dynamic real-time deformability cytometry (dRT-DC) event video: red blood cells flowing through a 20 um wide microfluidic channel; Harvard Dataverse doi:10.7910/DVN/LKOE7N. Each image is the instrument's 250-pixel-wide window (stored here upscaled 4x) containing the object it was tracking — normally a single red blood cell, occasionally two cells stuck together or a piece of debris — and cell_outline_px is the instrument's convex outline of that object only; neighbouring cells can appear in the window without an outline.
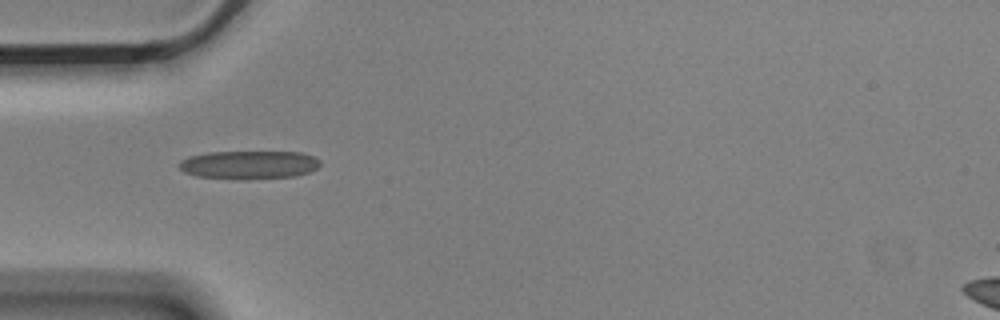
{"species": "Egyptian fruit bat (a non-hibernating species)", "species_latin": "Rousettus aegyptiacus", "temperature_condition": "cold", "stored_images_in_passage": 3, "camera_frame_rate_fps": 3000, "um_per_image_px": 0.085, "animal": {"sex": "male"}, "frame": {"image": 1, "passage_image": 1, "time_ms": 0.0, "image_size_px": [1000, 320], "cell_outline_px": [[320, 164], [316, 168], [308, 172], [296, 176], [244, 180], [196, 176], [184, 172], [176, 164], [180, 160], [188, 156], [208, 152], [300, 152], [312, 156], [320, 160]], "centroid_in_image_um": [21.12, 14.01], "position_along_channel_um": 63.9, "area_um2": 23.52}}
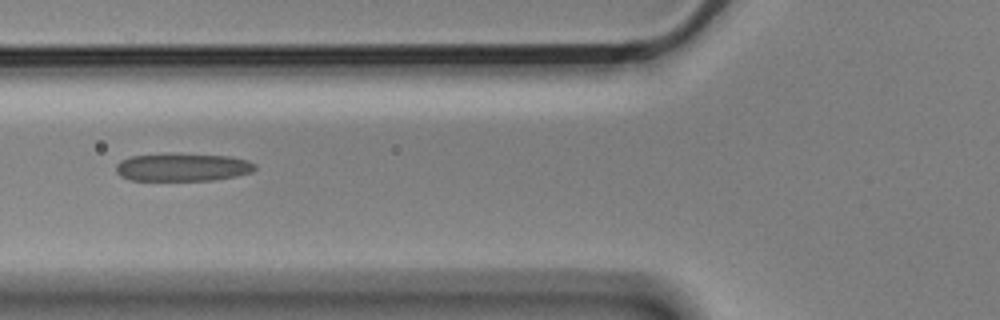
{"frame": {"image": 2, "passage_image": 2, "time_ms": 0.333, "image_size_px": [1000, 320], "cell_outline_px": [[256, 168], [252, 172], [236, 176], [212, 180], [132, 180], [120, 176], [116, 172], [116, 164], [120, 160], [132, 156], [168, 152], [232, 156], [248, 160], [256, 164]], "centroid_in_image_um": [15.52, 14.19], "position_along_channel_um": 110.3, "area_um2": 23.12}}
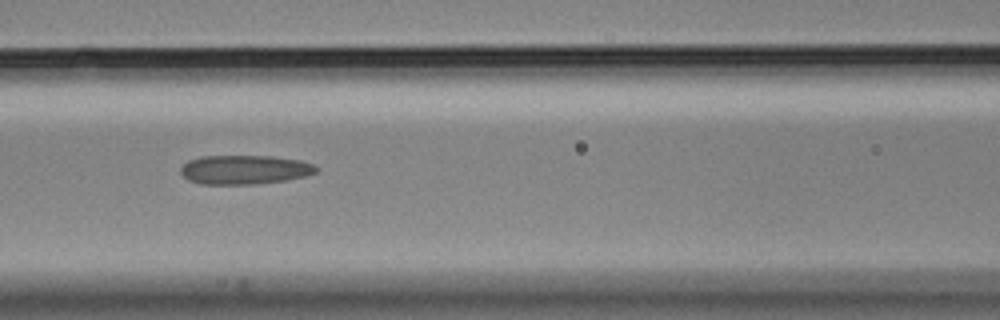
{"frame": {"image": 3, "passage_image": 3, "time_ms": 0.667, "image_size_px": [1000, 320], "cell_outline_px": [[320, 168], [316, 172], [304, 176], [284, 180], [256, 184], [200, 184], [188, 180], [180, 172], [180, 168], [188, 160], [200, 156], [272, 156], [300, 160], [316, 164]], "centroid_in_image_um": [20.79, 14.41], "position_along_channel_um": 145.8, "area_um2": 23.12}}